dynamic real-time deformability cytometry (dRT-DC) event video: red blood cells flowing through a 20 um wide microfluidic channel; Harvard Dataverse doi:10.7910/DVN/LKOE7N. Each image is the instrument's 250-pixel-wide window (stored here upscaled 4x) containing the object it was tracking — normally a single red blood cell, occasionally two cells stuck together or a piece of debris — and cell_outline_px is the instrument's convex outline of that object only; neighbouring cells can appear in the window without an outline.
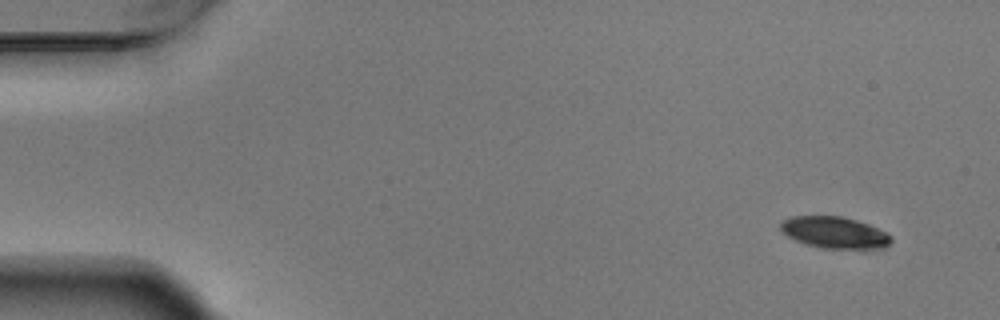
{"species": "Egyptian fruit bat (a non-hibernating species)", "species_latin": "Rousettus aegyptiacus", "temperature_condition": "warm", "stored_images_in_passage": 4, "camera_frame_rate_fps": 3000, "um_per_image_px": 0.085, "animal": {"sex": "male"}, "frame": {"image": 1, "passage_image": 1, "time_ms": 0.0, "image_size_px": [1000, 320], "cell_outline_px": [[892, 240], [884, 248], [820, 248], [804, 244], [788, 236], [780, 228], [780, 224], [784, 220], [792, 216], [844, 216], [868, 224], [892, 236]], "centroid_in_image_um": [70.92, 19.76], "position_along_channel_um": 14.1, "area_um2": 20.17}}
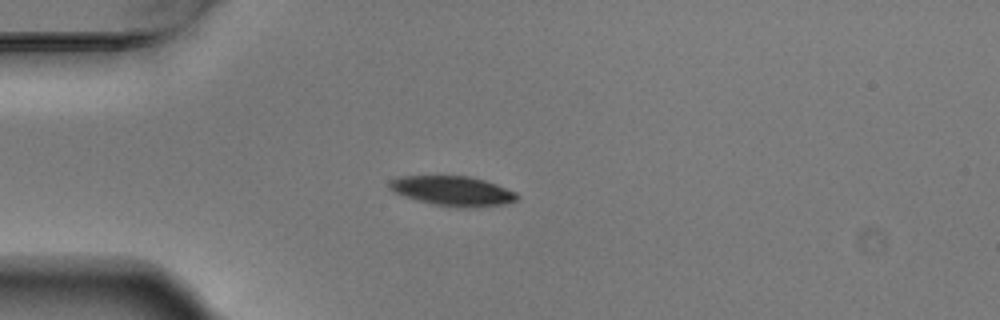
{"frame": {"image": 2, "passage_image": 4, "time_ms": 1.0, "image_size_px": [1000, 320], "cell_outline_px": [[516, 200], [504, 204], [464, 208], [436, 204], [420, 200], [396, 192], [388, 188], [388, 184], [392, 180], [400, 176], [468, 176], [484, 180], [496, 184], [516, 192]], "centroid_in_image_um": [38.5, 16.21], "position_along_channel_um": 46.5, "area_um2": 21.5}}